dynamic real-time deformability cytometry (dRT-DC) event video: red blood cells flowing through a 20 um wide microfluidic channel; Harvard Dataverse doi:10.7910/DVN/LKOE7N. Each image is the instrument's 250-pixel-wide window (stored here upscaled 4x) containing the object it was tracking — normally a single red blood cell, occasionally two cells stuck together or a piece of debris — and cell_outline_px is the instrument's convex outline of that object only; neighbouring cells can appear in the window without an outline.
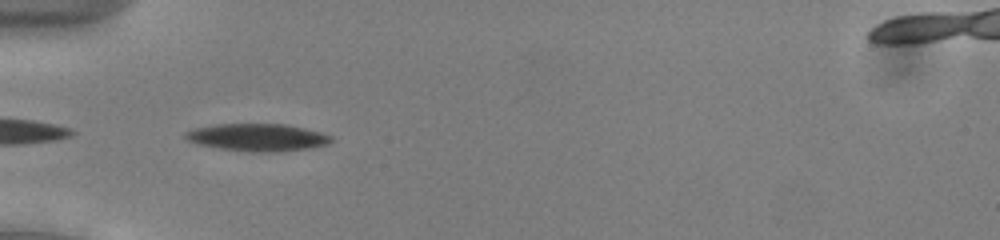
{"species": "common noctule bat (a hibernating species)", "species_latin": "Nyctalus noctula", "temperature_condition": "cold", "stored_images_in_passage": 35, "camera_frame_rate_fps": 3000, "um_per_image_px": 0.085, "animal": {"sex": "male", "body_mass_g": 13.0, "forearm_length_mm": 53.1}, "frame": {"image": 1, "passage_image": 1, "time_ms": 0.0, "image_size_px": [1000, 240], "cell_outline_px": [[332, 140], [328, 144], [312, 148], [276, 152], [252, 152], [220, 148], [196, 144], [188, 140], [184, 136], [184, 132], [192, 128], [216, 124], [284, 124], [304, 128], [320, 132], [332, 136]], "centroid_in_image_um": [21.87, 11.68], "position_along_channel_um": 63.1, "area_um2": 23.41}}
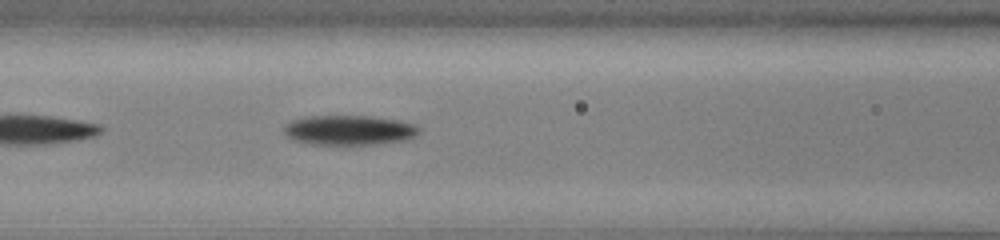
{"frame": {"image": 2, "passage_image": 7, "time_ms": 2.0, "image_size_px": [1000, 240], "cell_outline_px": [[420, 132], [416, 136], [404, 140], [376, 144], [308, 144], [296, 140], [288, 136], [284, 132], [284, 128], [292, 120], [304, 116], [372, 116], [400, 120], [416, 124], [420, 128]], "centroid_in_image_um": [29.73, 11.05], "position_along_channel_um": 136.9, "area_um2": 23.47}}
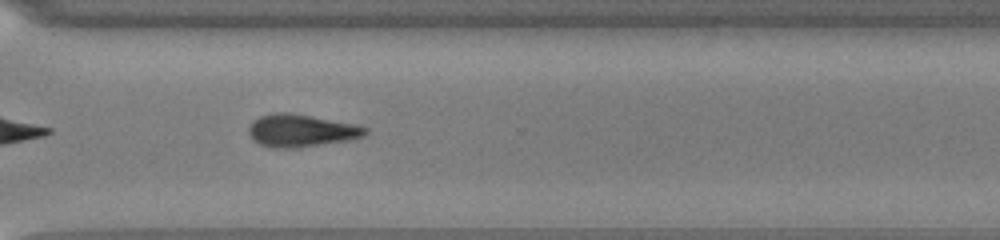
{"frame": {"image": 3, "passage_image": 23, "time_ms": 7.333, "image_size_px": [1000, 240], "cell_outline_px": [[368, 132], [364, 136], [352, 140], [296, 148], [276, 148], [260, 144], [252, 140], [248, 132], [248, 128], [252, 120], [260, 116], [276, 112], [288, 112], [356, 124], [368, 128]], "centroid_in_image_um": [25.6, 11.1], "position_along_channel_um": 345.0, "area_um2": 22.31}, "authors_computed_cell_mechanics": {"area_um2": 22.3108, "velocity_mm_per_s": 3.913, "shape_relaxation_time_tau1_ms": 2.4444, "shape_relaxation_time_tau2_ms": 10.1233, "deformation_change_tau1": 0.1004, "deformation_change_tau2": 0.2085}}